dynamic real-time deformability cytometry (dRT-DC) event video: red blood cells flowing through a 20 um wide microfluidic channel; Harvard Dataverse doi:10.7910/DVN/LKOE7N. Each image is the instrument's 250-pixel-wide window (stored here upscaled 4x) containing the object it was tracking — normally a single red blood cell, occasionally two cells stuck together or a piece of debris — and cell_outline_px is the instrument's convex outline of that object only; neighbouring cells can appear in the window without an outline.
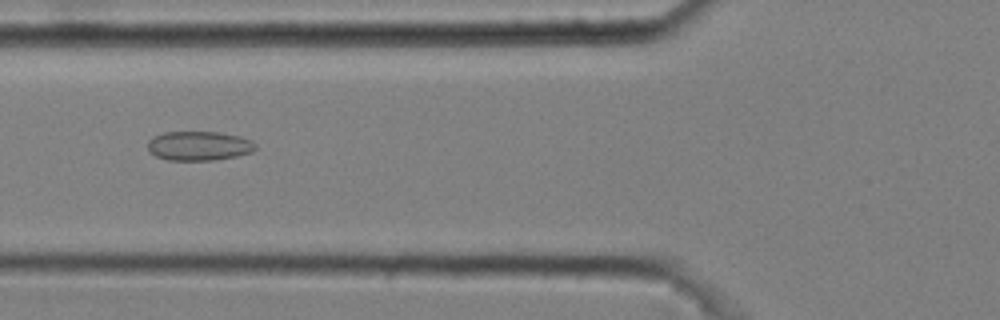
{"species": "common noctule bat (a hibernating species)", "species_latin": "Nyctalus noctula", "temperature_condition": "cold", "stored_images_in_passage": 4, "camera_frame_rate_fps": 3000, "um_per_image_px": 0.085, "animal": {"sex": "male", "body_mass_g": 20.4}, "frame": {"image": 1, "passage_image": 2, "time_ms": 0.333, "image_size_px": [1000, 320], "cell_outline_px": [[256, 148], [252, 152], [236, 156], [216, 160], [168, 160], [156, 156], [148, 148], [148, 140], [152, 136], [164, 132], [220, 132], [240, 136], [252, 140], [256, 144]], "centroid_in_image_um": [16.93, 12.39], "position_along_channel_um": 108.9, "area_um2": 18.5}}
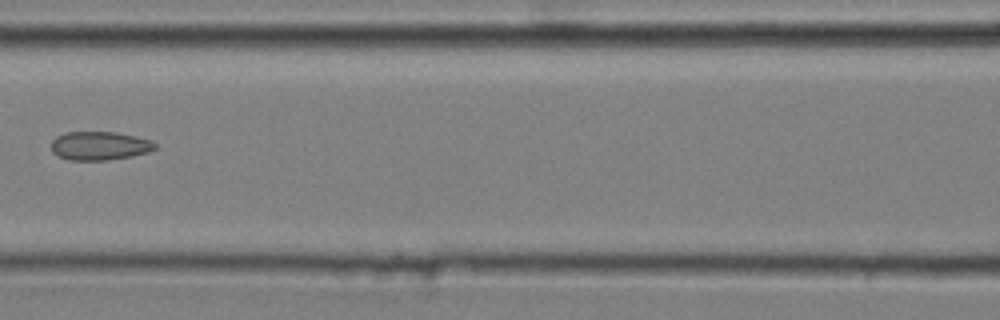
{"frame": {"image": 2, "passage_image": 3, "time_ms": 0.667, "image_size_px": [1000, 320], "cell_outline_px": [[156, 148], [148, 152], [132, 156], [108, 160], [68, 160], [52, 152], [52, 140], [56, 136], [64, 132], [116, 132], [136, 136], [152, 140], [156, 144]], "centroid_in_image_um": [8.47, 12.38], "position_along_channel_um": 158.1, "area_um2": 17.4}}
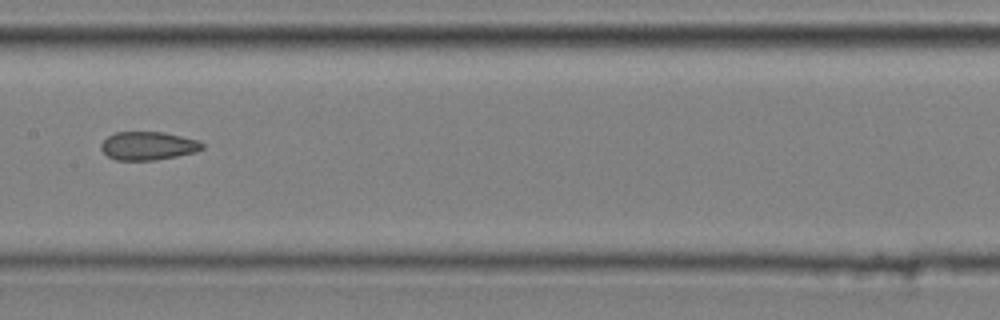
{"frame": {"image": 3, "passage_image": 4, "time_ms": 1.0, "image_size_px": [1000, 320], "cell_outline_px": [[204, 148], [196, 152], [176, 156], [152, 160], [116, 160], [108, 156], [100, 148], [100, 144], [108, 136], [116, 132], [164, 132], [200, 140], [204, 144]], "centroid_in_image_um": [12.61, 12.39], "position_along_channel_um": 194.8, "area_um2": 16.76}}